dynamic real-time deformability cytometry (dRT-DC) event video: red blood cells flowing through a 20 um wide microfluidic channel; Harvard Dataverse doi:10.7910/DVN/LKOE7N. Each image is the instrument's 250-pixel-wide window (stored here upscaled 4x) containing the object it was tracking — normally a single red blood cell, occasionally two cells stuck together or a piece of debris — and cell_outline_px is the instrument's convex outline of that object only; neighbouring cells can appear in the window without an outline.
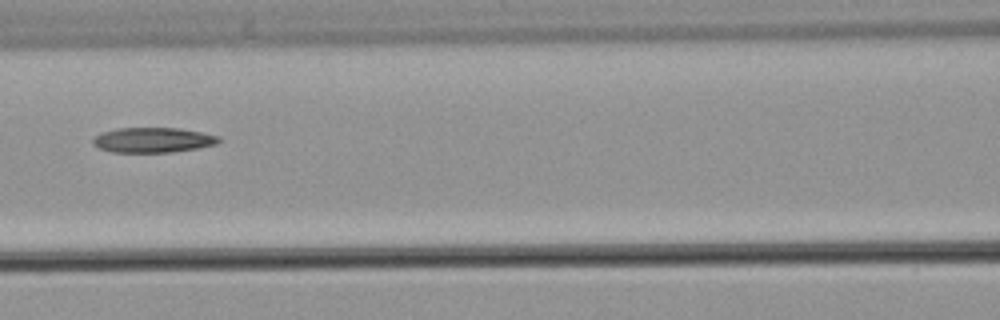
{"species": "common noctule bat (a hibernating species)", "species_latin": "Nyctalus noctula", "temperature_condition": "warm", "stored_images_in_passage": 6, "camera_frame_rate_fps": 3000, "um_per_image_px": 0.085, "animal": {"sex": "male", "body_mass_g": 21.5, "forearm_length_mm": 52.0}, "frame": {"image": 1, "passage_image": 6, "time_ms": 6.333, "image_size_px": [1000, 320], "cell_outline_px": [[220, 140], [216, 144], [196, 148], [172, 152], [112, 152], [100, 148], [92, 144], [92, 140], [100, 132], [116, 128], [180, 128], [220, 136]], "centroid_in_image_um": [12.97, 11.89], "position_along_channel_um": 153.6, "area_um2": 18.32}}